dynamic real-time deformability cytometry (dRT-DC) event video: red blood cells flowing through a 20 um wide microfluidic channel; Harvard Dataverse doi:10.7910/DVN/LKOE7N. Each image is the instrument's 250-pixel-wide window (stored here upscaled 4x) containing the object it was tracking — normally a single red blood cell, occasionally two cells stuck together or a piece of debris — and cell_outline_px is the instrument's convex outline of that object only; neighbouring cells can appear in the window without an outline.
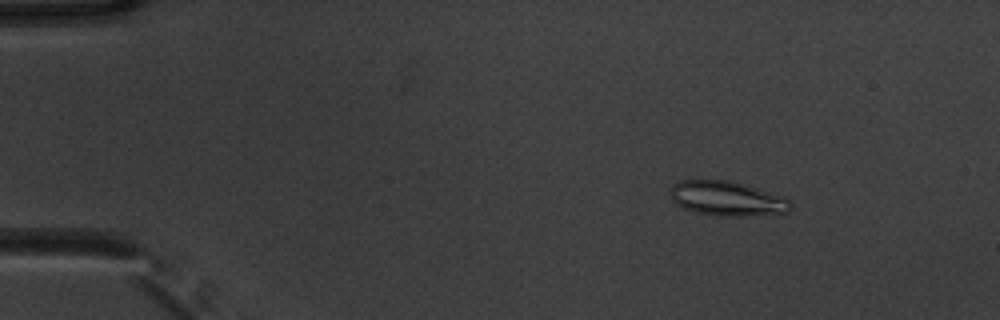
{"species": "common noctule bat (a hibernating species)", "species_latin": "Nyctalus noctula", "temperature_condition": "warm", "stored_images_in_passage": 32, "camera_frame_rate_fps": 3000, "um_per_image_px": 0.085, "animal": {"sex": "male", "body_mass_g": 20.1, "forearm_length_mm": 53.5}, "frame": {"image": 1, "passage_image": 3, "time_ms": 0.667, "image_size_px": [1000, 320], "cell_outline_px": [[792, 208], [788, 212], [744, 216], [716, 216], [696, 212], [684, 208], [676, 204], [672, 200], [672, 184], [680, 180], [728, 180], [744, 184], [784, 196], [792, 204]], "centroid_in_image_um": [61.81, 16.88], "position_along_channel_um": 23.2, "area_um2": 24.22}}
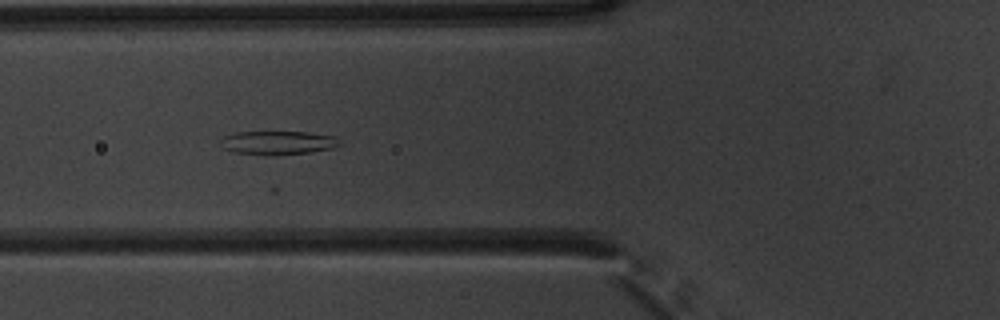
{"frame": {"image": 2, "passage_image": 16, "time_ms": 5.0, "image_size_px": [1000, 320], "cell_outline_px": [[340, 144], [332, 148], [308, 152], [272, 156], [264, 156], [236, 152], [224, 148], [220, 140], [224, 136], [236, 132], [308, 132], [336, 136]], "centroid_in_image_um": [23.61, 12.14], "position_along_channel_um": 102.2, "area_um2": 16.42}}
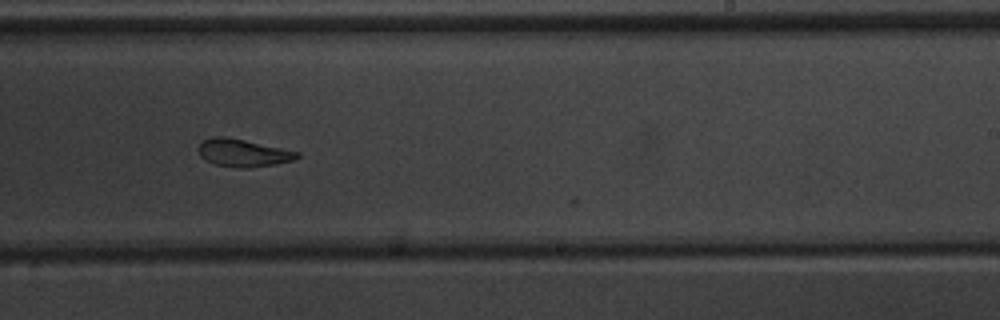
{"frame": {"image": 3, "passage_image": 29, "time_ms": 9.333, "image_size_px": [1000, 320], "cell_outline_px": [[300, 156], [292, 160], [272, 164], [248, 168], [240, 168], [216, 164], [204, 160], [200, 156], [196, 148], [204, 140], [212, 136], [224, 136], [244, 140], [300, 152]], "centroid_in_image_um": [20.6, 12.99], "position_along_channel_um": 268.4, "area_um2": 15.72}}